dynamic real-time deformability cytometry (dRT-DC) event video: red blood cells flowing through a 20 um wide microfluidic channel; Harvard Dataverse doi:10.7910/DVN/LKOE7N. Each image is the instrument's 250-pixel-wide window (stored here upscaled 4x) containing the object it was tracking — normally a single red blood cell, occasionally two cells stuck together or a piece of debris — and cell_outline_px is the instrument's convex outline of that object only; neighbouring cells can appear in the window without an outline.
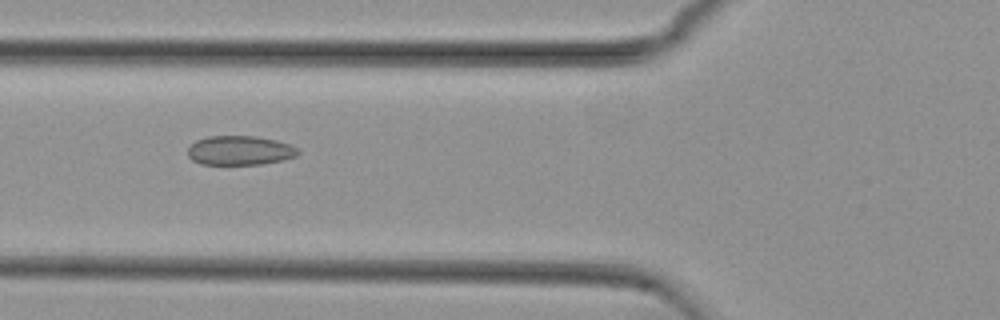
{"species": "common noctule bat (a hibernating species)", "species_latin": "Nyctalus noctula", "temperature_condition": "cold", "stored_images_in_passage": 55, "camera_frame_rate_fps": 3000, "um_per_image_px": 0.085, "animal": {"sex": "female", "body_mass_g": 29.2, "forearm_length_mm": 56.3}, "frame": {"image": 1, "passage_image": 21, "time_ms": 6.667, "image_size_px": [1000, 320], "cell_outline_px": [[300, 152], [296, 156], [280, 160], [260, 164], [200, 164], [192, 160], [188, 156], [188, 148], [196, 140], [208, 136], [256, 136], [276, 140], [288, 144], [296, 148]], "centroid_in_image_um": [20.35, 12.78], "position_along_channel_um": 105.4, "area_um2": 18.67}}
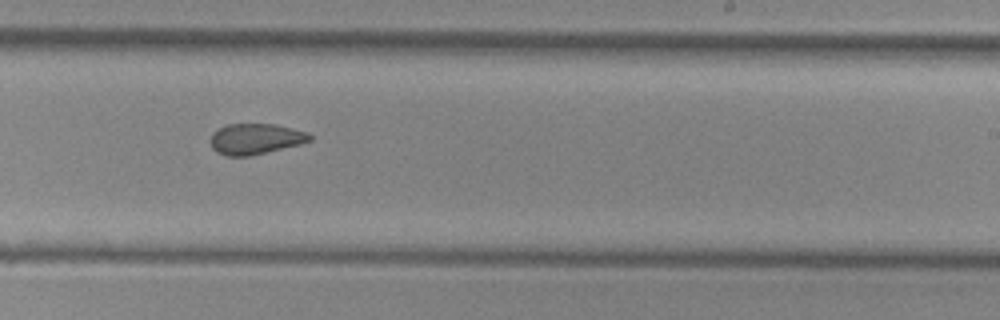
{"frame": {"image": 2, "passage_image": 34, "time_ms": 11.0, "image_size_px": [1000, 320], "cell_outline_px": [[312, 140], [300, 144], [252, 156], [224, 156], [216, 152], [212, 148], [212, 132], [216, 128], [228, 124], [272, 124], [292, 128], [308, 132], [312, 136]], "centroid_in_image_um": [21.71, 11.81], "position_along_channel_um": 267.3, "area_um2": 17.92}}
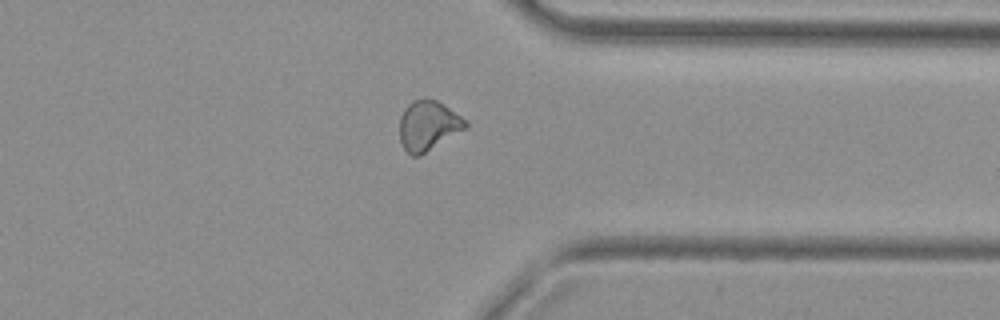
{"frame": {"image": 3, "passage_image": 43, "time_ms": 14.0, "image_size_px": [1000, 320], "cell_outline_px": [[468, 124], [464, 128], [420, 156], [412, 156], [404, 148], [400, 140], [400, 116], [404, 108], [412, 100], [436, 100], [468, 120]], "centroid_in_image_um": [36.37, 10.68], "position_along_channel_um": 375.0, "area_um2": 18.73}, "authors_computed_cell_mechanics": {"area_um2": 19.0162, "velocity_mm_per_s": 3.732, "shape_relaxation_time_tau1_ms": null, "shape_relaxation_time_tau2_ms": 3.4294, "deformation_change_tau1": null, "deformation_change_tau2": 0.0716}}